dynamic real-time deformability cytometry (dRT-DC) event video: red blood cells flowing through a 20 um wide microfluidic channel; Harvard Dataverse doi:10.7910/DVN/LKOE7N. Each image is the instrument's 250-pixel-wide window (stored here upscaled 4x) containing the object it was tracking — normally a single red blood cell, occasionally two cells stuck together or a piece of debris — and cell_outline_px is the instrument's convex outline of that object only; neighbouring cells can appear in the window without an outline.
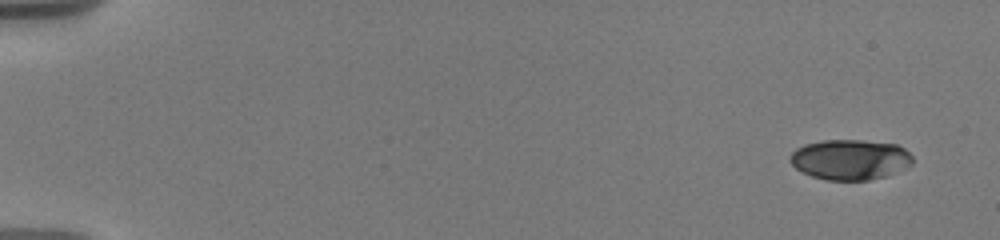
{"species": "human", "species_latin": "Homo sapiens", "temperature_condition": "warm", "stored_images_in_passage": 7, "camera_frame_rate_fps": 3000, "um_per_image_px": 0.085, "donor": {"sex": "male"}, "frame": {"image": 1, "passage_image": 1, "time_ms": 0.0, "image_size_px": [1000, 240], "cell_outline_px": [[912, 164], [888, 176], [868, 180], [824, 180], [812, 176], [796, 168], [788, 160], [788, 156], [796, 148], [804, 144], [820, 140], [864, 140], [896, 144], [904, 148], [912, 156]], "centroid_in_image_um": [72.24, 13.56], "position_along_channel_um": 12.8, "area_um2": 29.02}}